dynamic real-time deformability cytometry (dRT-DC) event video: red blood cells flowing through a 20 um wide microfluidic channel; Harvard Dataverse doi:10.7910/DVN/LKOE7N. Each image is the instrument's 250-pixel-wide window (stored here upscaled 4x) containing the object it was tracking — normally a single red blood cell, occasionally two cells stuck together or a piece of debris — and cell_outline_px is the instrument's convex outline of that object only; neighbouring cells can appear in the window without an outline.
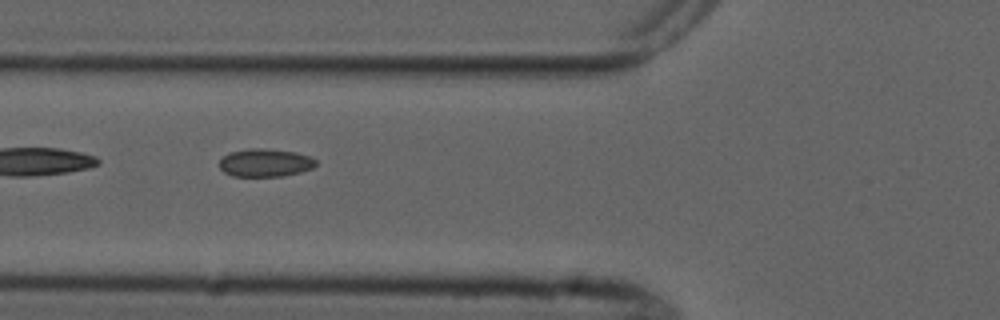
{"species": "common noctule bat (a hibernating species)", "species_latin": "Nyctalus noctula", "temperature_condition": "cold", "stored_images_in_passage": 5, "camera_frame_rate_fps": 3000, "um_per_image_px": 0.085, "animal": {"sex": "male", "forearm_length_mm": 52.5}, "frame": {"image": 1, "passage_image": 5, "time_ms": 5.0, "image_size_px": [1000, 320], "cell_outline_px": [[316, 164], [312, 168], [300, 172], [284, 176], [232, 176], [224, 172], [220, 168], [220, 160], [224, 156], [232, 152], [248, 148], [268, 148], [296, 152], [308, 156], [316, 160]], "centroid_in_image_um": [22.54, 13.83], "position_along_channel_um": 103.3, "area_um2": 15.72}}